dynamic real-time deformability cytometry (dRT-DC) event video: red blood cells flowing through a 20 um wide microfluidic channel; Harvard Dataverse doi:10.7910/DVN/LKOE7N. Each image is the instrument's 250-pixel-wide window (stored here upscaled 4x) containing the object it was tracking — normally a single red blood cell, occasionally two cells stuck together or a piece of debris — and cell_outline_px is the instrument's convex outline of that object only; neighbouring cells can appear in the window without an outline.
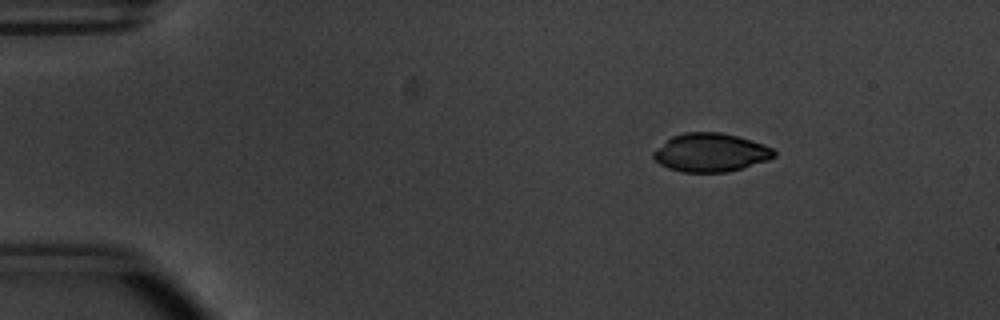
{"species": "common noctule bat (a hibernating species)", "species_latin": "Nyctalus noctula", "temperature_condition": "warm", "stored_images_in_passage": 47, "camera_frame_rate_fps": 3000, "um_per_image_px": 0.085, "animal": {"sex": "male", "body_mass_g": 20.1, "forearm_length_mm": 53.5}, "frame": {"image": 1, "passage_image": 2, "time_ms": 0.333, "image_size_px": [1000, 320], "cell_outline_px": [[776, 156], [768, 160], [744, 168], [728, 172], [680, 172], [668, 168], [660, 164], [652, 156], [652, 152], [672, 136], [684, 132], [720, 132], [736, 136], [772, 148], [776, 152]], "centroid_in_image_um": [60.39, 12.98], "position_along_channel_um": 24.6, "area_um2": 26.93}}
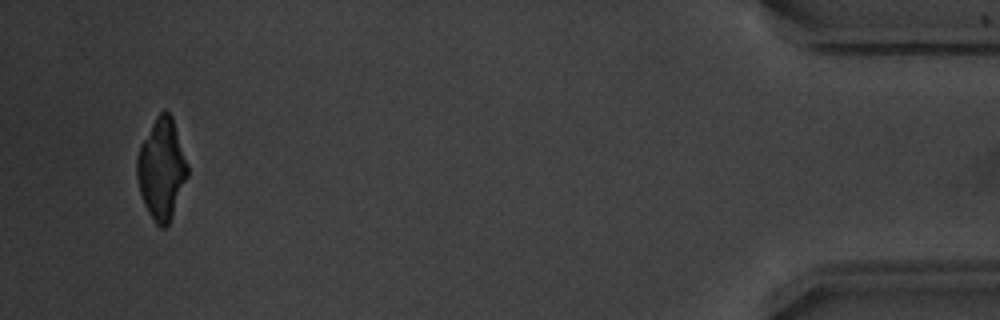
{"frame": {"image": 2, "passage_image": 45, "time_ms": 14.667, "image_size_px": [1000, 320], "cell_outline_px": [[188, 176], [172, 216], [168, 224], [164, 228], [160, 228], [156, 224], [148, 212], [144, 204], [140, 192], [136, 176], [136, 156], [140, 144], [156, 116], [164, 108], [172, 116], [188, 164]], "centroid_in_image_um": [13.72, 14.35], "position_along_channel_um": 421.5, "area_um2": 29.82}}